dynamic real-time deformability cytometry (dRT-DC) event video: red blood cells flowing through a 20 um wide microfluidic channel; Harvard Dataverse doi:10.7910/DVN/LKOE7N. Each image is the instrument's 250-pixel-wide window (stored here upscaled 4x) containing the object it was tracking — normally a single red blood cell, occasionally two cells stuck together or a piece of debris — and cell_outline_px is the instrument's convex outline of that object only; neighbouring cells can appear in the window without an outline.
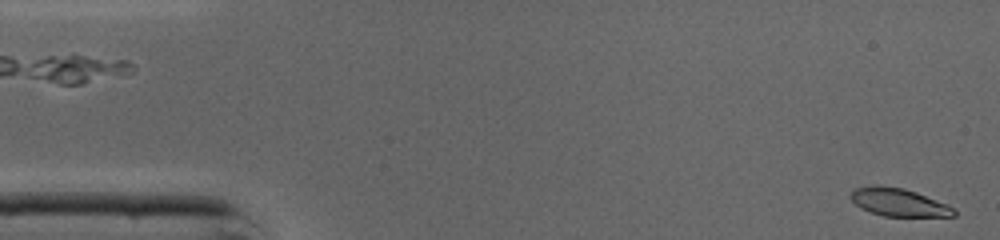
{"species": "common noctule bat (a hibernating species)", "species_latin": "Nyctalus noctula", "temperature_condition": "cold", "stored_images_in_passage": 45, "camera_frame_rate_fps": 3000, "um_per_image_px": 0.085, "animal": {"sex": "male", "body_mass_g": 19.0, "forearm_length_mm": 50.8}, "frame": {"image": 1, "passage_image": 1, "time_ms": 0.0, "image_size_px": [1000, 240], "cell_outline_px": [[956, 216], [884, 216], [860, 208], [848, 196], [856, 188], [872, 184], [876, 184], [904, 188], [916, 192], [948, 204], [956, 212]], "centroid_in_image_um": [76.37, 17.18], "position_along_channel_um": 8.6, "area_um2": 16.82}}
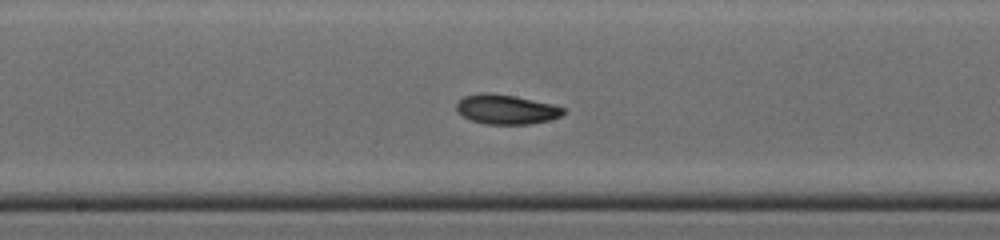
{"frame": {"image": 2, "passage_image": 23, "time_ms": 7.333, "image_size_px": [1000, 240], "cell_outline_px": [[564, 112], [560, 116], [548, 120], [532, 124], [484, 124], [472, 120], [464, 116], [456, 108], [456, 104], [464, 96], [480, 92], [484, 92], [516, 96], [552, 104], [564, 108]], "centroid_in_image_um": [43.02, 9.29], "position_along_channel_um": 205.2, "area_um2": 18.26}}
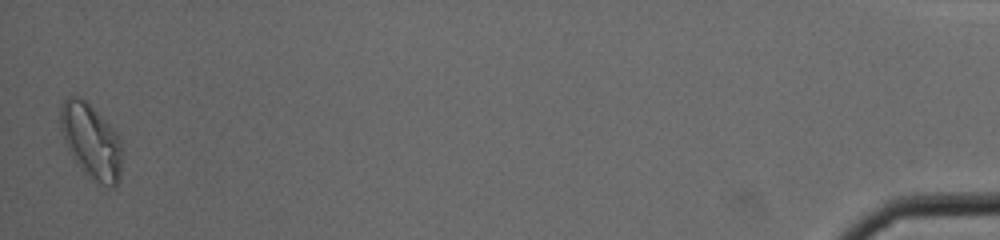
{"frame": {"image": 3, "passage_image": 45, "time_ms": 14.667, "image_size_px": [1000, 240], "cell_outline_px": [[120, 180], [116, 188], [112, 188], [88, 176], [80, 168], [72, 156], [64, 140], [60, 128], [60, 104], [68, 96], [76, 96], [88, 100], [116, 132], [120, 140]], "centroid_in_image_um": [7.73, 11.95], "position_along_channel_um": 427.5, "area_um2": 26.82}, "authors_computed_cell_mechanics": {"area_um2": 18.2648, "velocity_mm_per_s": 4.3445, "shape_relaxation_time_tau1_ms": 3.0638, "shape_relaxation_time_tau2_ms": 3.5439, "deformation_change_tau1": 0.1083, "deformation_change_tau2": 0.0832}}